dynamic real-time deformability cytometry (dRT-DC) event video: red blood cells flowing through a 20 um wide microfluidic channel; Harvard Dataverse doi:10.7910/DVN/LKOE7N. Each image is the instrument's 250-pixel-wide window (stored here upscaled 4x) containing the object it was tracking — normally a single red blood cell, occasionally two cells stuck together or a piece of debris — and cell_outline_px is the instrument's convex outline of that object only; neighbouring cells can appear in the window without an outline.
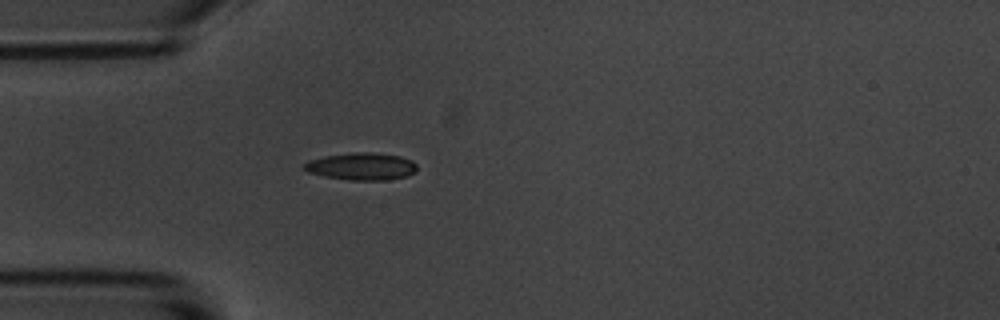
{"species": "common noctule bat (a hibernating species)", "species_latin": "Nyctalus noctula", "temperature_condition": "room temperature", "stored_images_in_passage": 1, "camera_frame_rate_fps": 3000, "um_per_image_px": 0.085, "animal": {"sex": "male", "body_mass_g": 20.1, "forearm_length_mm": 53.5}, "frame": {"image": 1, "passage_image": 1, "time_ms": 0.0, "image_size_px": [1000, 320], "cell_outline_px": [[416, 172], [408, 176], [388, 180], [348, 180], [324, 176], [308, 172], [304, 168], [304, 164], [308, 160], [324, 156], [352, 152], [372, 152], [400, 156], [412, 160], [416, 164]], "centroid_in_image_um": [30.75, 14.14], "position_along_channel_um": 54.3, "area_um2": 18.09}}